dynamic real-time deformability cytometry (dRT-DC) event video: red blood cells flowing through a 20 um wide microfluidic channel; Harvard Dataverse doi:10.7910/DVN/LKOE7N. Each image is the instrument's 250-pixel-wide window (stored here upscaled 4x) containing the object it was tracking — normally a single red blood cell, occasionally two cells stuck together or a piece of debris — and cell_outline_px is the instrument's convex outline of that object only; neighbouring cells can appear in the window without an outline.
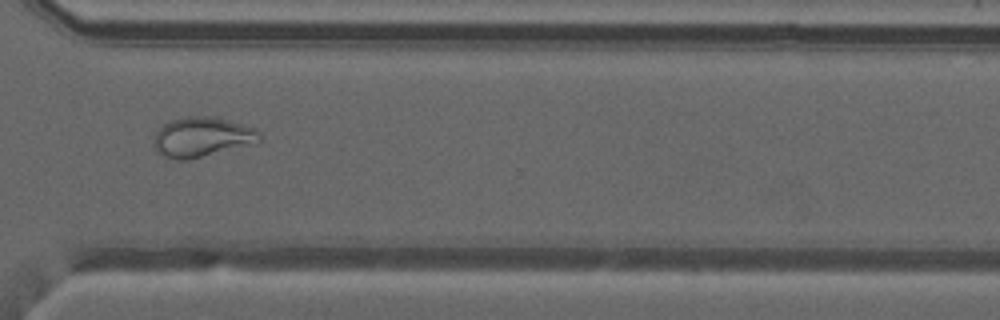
{"species": "common noctule bat (a hibernating species)", "species_latin": "Nyctalus noctula", "temperature_condition": "warm", "stored_images_in_passage": 37, "camera_frame_rate_fps": 3000, "um_per_image_px": 0.085, "animal": {"sex": "male", "forearm_length_mm": 52.5}, "frame": {"image": 1, "passage_image": 24, "time_ms": 7.667, "image_size_px": [1000, 320], "cell_outline_px": [[260, 140], [248, 144], [188, 160], [180, 160], [164, 156], [156, 152], [156, 132], [164, 124], [172, 120], [188, 116], [212, 116], [228, 120], [256, 128], [260, 132]], "centroid_in_image_um": [17.17, 11.63], "position_along_channel_um": 353.4, "area_um2": 23.93}}
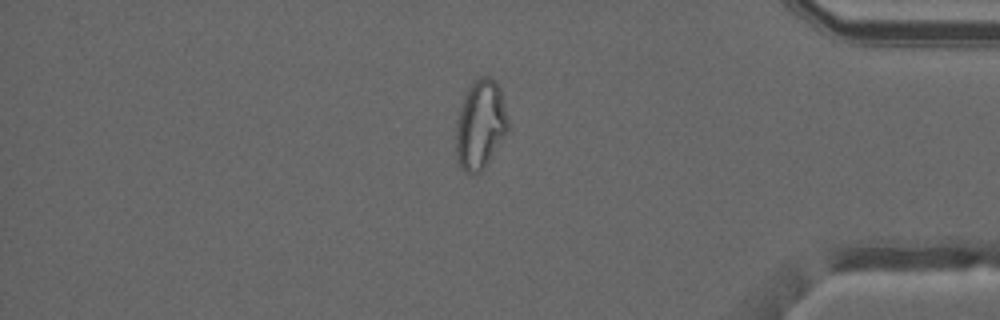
{"frame": {"image": 2, "passage_image": 29, "time_ms": 9.333, "image_size_px": [1000, 320], "cell_outline_px": [[508, 132], [488, 164], [480, 172], [464, 172], [460, 168], [456, 156], [456, 120], [460, 104], [468, 88], [480, 76], [492, 76], [496, 80], [500, 88], [508, 120]], "centroid_in_image_um": [40.83, 10.6], "position_along_channel_um": 394.4, "area_um2": 27.4}, "authors_computed_cell_mechanics": {"area_um2": 25.9522, "velocity_mm_per_s": 4.1379, "shape_relaxation_time_tau1_ms": null, "shape_relaxation_time_tau2_ms": 1.1196, "deformation_change_tau1": null, "deformation_change_tau2": 0.0699}}